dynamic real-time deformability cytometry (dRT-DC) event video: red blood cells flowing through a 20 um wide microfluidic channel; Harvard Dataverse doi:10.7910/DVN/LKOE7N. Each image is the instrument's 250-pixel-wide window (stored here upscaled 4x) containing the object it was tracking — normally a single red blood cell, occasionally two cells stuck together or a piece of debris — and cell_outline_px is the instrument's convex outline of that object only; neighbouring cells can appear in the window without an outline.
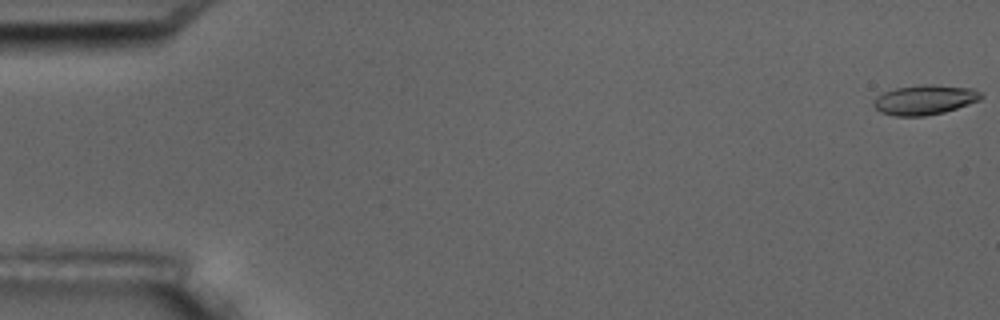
{"species": "common noctule bat (a hibernating species)", "species_latin": "Nyctalus noctula", "temperature_condition": "room temperature", "stored_images_in_passage": 4, "camera_frame_rate_fps": 3000, "um_per_image_px": 0.085, "animal": {"sex": "male", "body_mass_g": 17.5, "forearm_length_mm": 52.3}, "frame": {"image": 1, "passage_image": 1, "time_ms": 0.0, "image_size_px": [1000, 320], "cell_outline_px": [[984, 96], [980, 100], [944, 112], [924, 116], [896, 116], [880, 112], [872, 104], [876, 96], [884, 92], [896, 88], [920, 84], [932, 84], [972, 88], [980, 92]], "centroid_in_image_um": [78.59, 8.47], "position_along_channel_um": 6.4, "area_um2": 18.67}}